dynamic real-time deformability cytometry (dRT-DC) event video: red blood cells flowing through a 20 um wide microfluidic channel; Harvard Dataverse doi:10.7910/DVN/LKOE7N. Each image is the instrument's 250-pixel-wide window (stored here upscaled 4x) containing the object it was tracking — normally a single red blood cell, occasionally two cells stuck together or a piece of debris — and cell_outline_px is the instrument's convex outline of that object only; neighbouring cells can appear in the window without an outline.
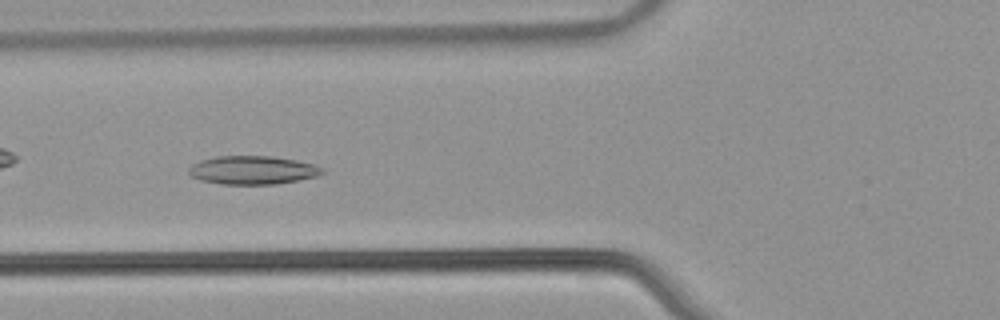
{"species": "common noctule bat (a hibernating species)", "species_latin": "Nyctalus noctula", "temperature_condition": "warm", "stored_images_in_passage": 44, "camera_frame_rate_fps": 3000, "um_per_image_px": 0.085, "animal": {"sex": "male", "body_mass_g": 21.5, "forearm_length_mm": 52.0}, "frame": {"image": 1, "passage_image": 16, "time_ms": 5.0, "image_size_px": [1000, 320], "cell_outline_px": [[324, 172], [316, 176], [300, 180], [276, 184], [220, 184], [200, 180], [188, 176], [188, 168], [192, 164], [200, 160], [216, 156], [272, 156], [296, 160], [316, 164], [324, 168]], "centroid_in_image_um": [21.46, 14.46], "position_along_channel_um": 104.3, "area_um2": 22.43}}
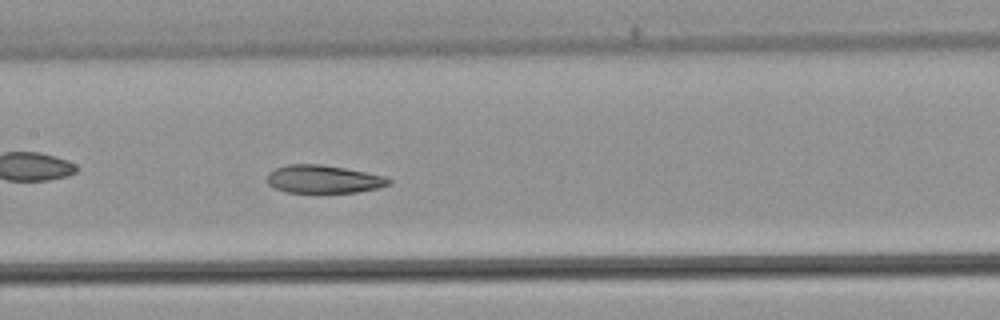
{"frame": {"image": 2, "passage_image": 22, "time_ms": 7.0, "image_size_px": [1000, 320], "cell_outline_px": [[392, 184], [380, 188], [356, 192], [320, 196], [288, 192], [276, 188], [268, 184], [268, 172], [276, 168], [288, 164], [320, 164], [344, 168], [384, 176], [392, 180]], "centroid_in_image_um": [27.52, 15.28], "position_along_channel_um": 179.9, "area_um2": 20.69}}
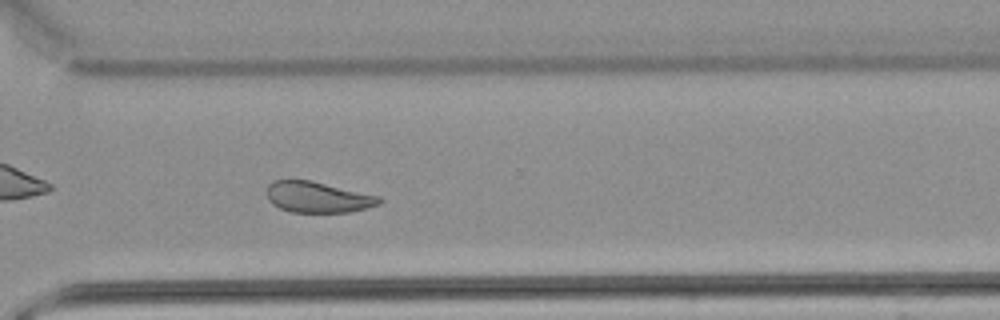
{"frame": {"image": 3, "passage_image": 35, "time_ms": 11.333, "image_size_px": [1000, 320], "cell_outline_px": [[384, 200], [380, 204], [348, 212], [292, 212], [280, 208], [272, 204], [268, 200], [268, 184], [272, 180], [312, 180], [380, 196]], "centroid_in_image_um": [27.02, 16.75], "position_along_channel_um": 343.6, "area_um2": 20.29}, "authors_computed_cell_mechanics": {"area_um2": 22.1085, "velocity_mm_per_s": 3.7703, "shape_relaxation_time_tau1_ms": null, "shape_relaxation_time_tau2_ms": 3.9949, "deformation_change_tau1": null, "deformation_change_tau2": 0.1137}}